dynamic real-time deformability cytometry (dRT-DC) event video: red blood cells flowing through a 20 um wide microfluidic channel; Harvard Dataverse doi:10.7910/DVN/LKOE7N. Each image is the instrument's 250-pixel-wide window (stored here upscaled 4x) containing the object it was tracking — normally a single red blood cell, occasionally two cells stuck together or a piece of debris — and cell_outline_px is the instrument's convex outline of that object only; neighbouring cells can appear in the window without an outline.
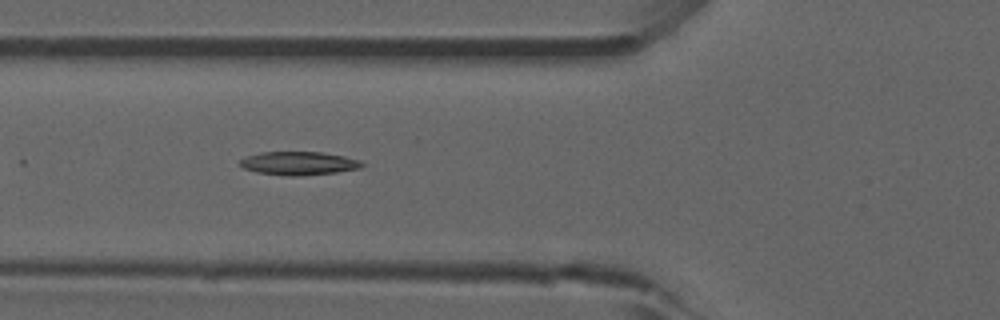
{"species": "common noctule bat (a hibernating species)", "species_latin": "Nyctalus noctula", "temperature_condition": "room temperature", "stored_images_in_passage": 11, "camera_frame_rate_fps": 3000, "um_per_image_px": 0.085, "animal": {"sex": "male", "forearm_length_mm": 52.5}, "frame": {"image": 1, "passage_image": 7, "time_ms": 2.0, "image_size_px": [1000, 320], "cell_outline_px": [[364, 164], [360, 168], [336, 172], [296, 176], [288, 176], [256, 172], [244, 168], [240, 164], [240, 160], [248, 156], [260, 152], [324, 152], [344, 156], [360, 160]], "centroid_in_image_um": [25.41, 13.87], "position_along_channel_um": 100.4, "area_um2": 16.53}}